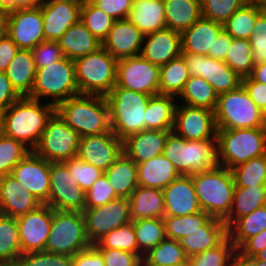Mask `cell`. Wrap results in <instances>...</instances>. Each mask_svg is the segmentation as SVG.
Listing matches in <instances>:
<instances>
[{"label":"cell","mask_w":266,"mask_h":266,"mask_svg":"<svg viewBox=\"0 0 266 266\" xmlns=\"http://www.w3.org/2000/svg\"><path fill=\"white\" fill-rule=\"evenodd\" d=\"M55 112L56 107L50 102L40 105V100L21 96L0 114V132L24 145H29L33 151L48 120Z\"/></svg>","instance_id":"1"},{"label":"cell","mask_w":266,"mask_h":266,"mask_svg":"<svg viewBox=\"0 0 266 266\" xmlns=\"http://www.w3.org/2000/svg\"><path fill=\"white\" fill-rule=\"evenodd\" d=\"M56 113L82 137L111 131L105 96L79 94L61 102Z\"/></svg>","instance_id":"2"},{"label":"cell","mask_w":266,"mask_h":266,"mask_svg":"<svg viewBox=\"0 0 266 266\" xmlns=\"http://www.w3.org/2000/svg\"><path fill=\"white\" fill-rule=\"evenodd\" d=\"M214 141V142H213ZM217 138L186 140L170 132L163 155L174 165L180 175L204 172L220 165Z\"/></svg>","instance_id":"3"},{"label":"cell","mask_w":266,"mask_h":266,"mask_svg":"<svg viewBox=\"0 0 266 266\" xmlns=\"http://www.w3.org/2000/svg\"><path fill=\"white\" fill-rule=\"evenodd\" d=\"M191 176L201 210L224 220L230 213L235 189L231 170L219 165Z\"/></svg>","instance_id":"4"},{"label":"cell","mask_w":266,"mask_h":266,"mask_svg":"<svg viewBox=\"0 0 266 266\" xmlns=\"http://www.w3.org/2000/svg\"><path fill=\"white\" fill-rule=\"evenodd\" d=\"M150 95L114 86L105 96L111 131L121 140L146 130V107Z\"/></svg>","instance_id":"5"},{"label":"cell","mask_w":266,"mask_h":266,"mask_svg":"<svg viewBox=\"0 0 266 266\" xmlns=\"http://www.w3.org/2000/svg\"><path fill=\"white\" fill-rule=\"evenodd\" d=\"M216 136L220 165L230 170L252 158L266 155V127L217 129Z\"/></svg>","instance_id":"6"},{"label":"cell","mask_w":266,"mask_h":266,"mask_svg":"<svg viewBox=\"0 0 266 266\" xmlns=\"http://www.w3.org/2000/svg\"><path fill=\"white\" fill-rule=\"evenodd\" d=\"M118 60L102 46L74 60L79 94L106 96L116 85Z\"/></svg>","instance_id":"7"},{"label":"cell","mask_w":266,"mask_h":266,"mask_svg":"<svg viewBox=\"0 0 266 266\" xmlns=\"http://www.w3.org/2000/svg\"><path fill=\"white\" fill-rule=\"evenodd\" d=\"M214 115L217 129L266 127L263 112L242 84L235 90L218 95Z\"/></svg>","instance_id":"8"},{"label":"cell","mask_w":266,"mask_h":266,"mask_svg":"<svg viewBox=\"0 0 266 266\" xmlns=\"http://www.w3.org/2000/svg\"><path fill=\"white\" fill-rule=\"evenodd\" d=\"M91 246L82 212L52 208V223L45 244L46 252L74 256Z\"/></svg>","instance_id":"9"},{"label":"cell","mask_w":266,"mask_h":266,"mask_svg":"<svg viewBox=\"0 0 266 266\" xmlns=\"http://www.w3.org/2000/svg\"><path fill=\"white\" fill-rule=\"evenodd\" d=\"M79 95L77 87L74 60L67 57L56 63H50L47 67L38 68L31 98L40 100V97H51L50 103L57 107L64 100Z\"/></svg>","instance_id":"10"},{"label":"cell","mask_w":266,"mask_h":266,"mask_svg":"<svg viewBox=\"0 0 266 266\" xmlns=\"http://www.w3.org/2000/svg\"><path fill=\"white\" fill-rule=\"evenodd\" d=\"M81 139L82 136L55 112L33 151L49 162H65L77 156Z\"/></svg>","instance_id":"11"},{"label":"cell","mask_w":266,"mask_h":266,"mask_svg":"<svg viewBox=\"0 0 266 266\" xmlns=\"http://www.w3.org/2000/svg\"><path fill=\"white\" fill-rule=\"evenodd\" d=\"M160 66L143 57H127L117 62L116 86L150 96L159 94Z\"/></svg>","instance_id":"12"},{"label":"cell","mask_w":266,"mask_h":266,"mask_svg":"<svg viewBox=\"0 0 266 266\" xmlns=\"http://www.w3.org/2000/svg\"><path fill=\"white\" fill-rule=\"evenodd\" d=\"M86 192L73 180L64 162H51L49 200L54 210L83 212Z\"/></svg>","instance_id":"13"},{"label":"cell","mask_w":266,"mask_h":266,"mask_svg":"<svg viewBox=\"0 0 266 266\" xmlns=\"http://www.w3.org/2000/svg\"><path fill=\"white\" fill-rule=\"evenodd\" d=\"M86 234L93 245L105 234L130 223V203L128 198H118L95 208H85Z\"/></svg>","instance_id":"14"},{"label":"cell","mask_w":266,"mask_h":266,"mask_svg":"<svg viewBox=\"0 0 266 266\" xmlns=\"http://www.w3.org/2000/svg\"><path fill=\"white\" fill-rule=\"evenodd\" d=\"M6 34L19 49L32 50L45 40L40 6L18 8L7 13Z\"/></svg>","instance_id":"15"},{"label":"cell","mask_w":266,"mask_h":266,"mask_svg":"<svg viewBox=\"0 0 266 266\" xmlns=\"http://www.w3.org/2000/svg\"><path fill=\"white\" fill-rule=\"evenodd\" d=\"M187 64L190 76H201L219 95L237 89L242 84L240 76L224 61L204 55L181 54Z\"/></svg>","instance_id":"16"},{"label":"cell","mask_w":266,"mask_h":266,"mask_svg":"<svg viewBox=\"0 0 266 266\" xmlns=\"http://www.w3.org/2000/svg\"><path fill=\"white\" fill-rule=\"evenodd\" d=\"M51 162L29 152L12 169L10 175L23 187V192L30 191L42 204L49 200Z\"/></svg>","instance_id":"17"},{"label":"cell","mask_w":266,"mask_h":266,"mask_svg":"<svg viewBox=\"0 0 266 266\" xmlns=\"http://www.w3.org/2000/svg\"><path fill=\"white\" fill-rule=\"evenodd\" d=\"M175 131L180 132L177 136L186 140L217 138L214 111L186 104L176 106L173 132Z\"/></svg>","instance_id":"18"},{"label":"cell","mask_w":266,"mask_h":266,"mask_svg":"<svg viewBox=\"0 0 266 266\" xmlns=\"http://www.w3.org/2000/svg\"><path fill=\"white\" fill-rule=\"evenodd\" d=\"M16 219L22 254L45 251L52 223V207L41 204L35 210Z\"/></svg>","instance_id":"19"},{"label":"cell","mask_w":266,"mask_h":266,"mask_svg":"<svg viewBox=\"0 0 266 266\" xmlns=\"http://www.w3.org/2000/svg\"><path fill=\"white\" fill-rule=\"evenodd\" d=\"M122 154L123 140L110 131L82 137L77 157L106 171Z\"/></svg>","instance_id":"20"},{"label":"cell","mask_w":266,"mask_h":266,"mask_svg":"<svg viewBox=\"0 0 266 266\" xmlns=\"http://www.w3.org/2000/svg\"><path fill=\"white\" fill-rule=\"evenodd\" d=\"M165 216H185L202 211L191 175H180L163 189Z\"/></svg>","instance_id":"21"},{"label":"cell","mask_w":266,"mask_h":266,"mask_svg":"<svg viewBox=\"0 0 266 266\" xmlns=\"http://www.w3.org/2000/svg\"><path fill=\"white\" fill-rule=\"evenodd\" d=\"M145 38L128 19L115 20L102 46L115 59L139 56Z\"/></svg>","instance_id":"22"},{"label":"cell","mask_w":266,"mask_h":266,"mask_svg":"<svg viewBox=\"0 0 266 266\" xmlns=\"http://www.w3.org/2000/svg\"><path fill=\"white\" fill-rule=\"evenodd\" d=\"M82 1L55 2L41 5L45 40L58 39L80 20Z\"/></svg>","instance_id":"23"},{"label":"cell","mask_w":266,"mask_h":266,"mask_svg":"<svg viewBox=\"0 0 266 266\" xmlns=\"http://www.w3.org/2000/svg\"><path fill=\"white\" fill-rule=\"evenodd\" d=\"M147 37L139 55L154 65L161 67L182 54L179 32L164 28L144 36Z\"/></svg>","instance_id":"24"},{"label":"cell","mask_w":266,"mask_h":266,"mask_svg":"<svg viewBox=\"0 0 266 266\" xmlns=\"http://www.w3.org/2000/svg\"><path fill=\"white\" fill-rule=\"evenodd\" d=\"M22 190L21 184L10 174L0 177V214L17 218L42 204L29 190Z\"/></svg>","instance_id":"25"},{"label":"cell","mask_w":266,"mask_h":266,"mask_svg":"<svg viewBox=\"0 0 266 266\" xmlns=\"http://www.w3.org/2000/svg\"><path fill=\"white\" fill-rule=\"evenodd\" d=\"M223 25L201 17L181 33V52L213 58V45Z\"/></svg>","instance_id":"26"},{"label":"cell","mask_w":266,"mask_h":266,"mask_svg":"<svg viewBox=\"0 0 266 266\" xmlns=\"http://www.w3.org/2000/svg\"><path fill=\"white\" fill-rule=\"evenodd\" d=\"M172 131L143 130L123 140V152L136 164L162 155L168 134Z\"/></svg>","instance_id":"27"},{"label":"cell","mask_w":266,"mask_h":266,"mask_svg":"<svg viewBox=\"0 0 266 266\" xmlns=\"http://www.w3.org/2000/svg\"><path fill=\"white\" fill-rule=\"evenodd\" d=\"M228 237V227L223 220L211 217L198 230L179 240L188 258L220 245Z\"/></svg>","instance_id":"28"},{"label":"cell","mask_w":266,"mask_h":266,"mask_svg":"<svg viewBox=\"0 0 266 266\" xmlns=\"http://www.w3.org/2000/svg\"><path fill=\"white\" fill-rule=\"evenodd\" d=\"M65 57L76 60L97 51L102 43L79 20L57 41Z\"/></svg>","instance_id":"29"},{"label":"cell","mask_w":266,"mask_h":266,"mask_svg":"<svg viewBox=\"0 0 266 266\" xmlns=\"http://www.w3.org/2000/svg\"><path fill=\"white\" fill-rule=\"evenodd\" d=\"M145 36L166 28L163 0H133L128 18Z\"/></svg>","instance_id":"30"},{"label":"cell","mask_w":266,"mask_h":266,"mask_svg":"<svg viewBox=\"0 0 266 266\" xmlns=\"http://www.w3.org/2000/svg\"><path fill=\"white\" fill-rule=\"evenodd\" d=\"M138 186L163 190L180 176L174 165L162 154L137 164Z\"/></svg>","instance_id":"31"},{"label":"cell","mask_w":266,"mask_h":266,"mask_svg":"<svg viewBox=\"0 0 266 266\" xmlns=\"http://www.w3.org/2000/svg\"><path fill=\"white\" fill-rule=\"evenodd\" d=\"M131 220L164 218L163 190L138 186L129 198Z\"/></svg>","instance_id":"32"},{"label":"cell","mask_w":266,"mask_h":266,"mask_svg":"<svg viewBox=\"0 0 266 266\" xmlns=\"http://www.w3.org/2000/svg\"><path fill=\"white\" fill-rule=\"evenodd\" d=\"M36 66L32 50L19 49L5 73L21 96H28L34 86Z\"/></svg>","instance_id":"33"},{"label":"cell","mask_w":266,"mask_h":266,"mask_svg":"<svg viewBox=\"0 0 266 266\" xmlns=\"http://www.w3.org/2000/svg\"><path fill=\"white\" fill-rule=\"evenodd\" d=\"M104 174L119 198L129 199L138 187L137 164L124 152Z\"/></svg>","instance_id":"34"},{"label":"cell","mask_w":266,"mask_h":266,"mask_svg":"<svg viewBox=\"0 0 266 266\" xmlns=\"http://www.w3.org/2000/svg\"><path fill=\"white\" fill-rule=\"evenodd\" d=\"M166 28L182 33L202 17L201 0H163Z\"/></svg>","instance_id":"35"},{"label":"cell","mask_w":266,"mask_h":266,"mask_svg":"<svg viewBox=\"0 0 266 266\" xmlns=\"http://www.w3.org/2000/svg\"><path fill=\"white\" fill-rule=\"evenodd\" d=\"M266 185L235 187L229 215L223 220L229 228L238 218L265 206ZM235 215L236 218L233 217Z\"/></svg>","instance_id":"36"},{"label":"cell","mask_w":266,"mask_h":266,"mask_svg":"<svg viewBox=\"0 0 266 266\" xmlns=\"http://www.w3.org/2000/svg\"><path fill=\"white\" fill-rule=\"evenodd\" d=\"M174 96H151L146 107V130L173 131L176 104Z\"/></svg>","instance_id":"37"},{"label":"cell","mask_w":266,"mask_h":266,"mask_svg":"<svg viewBox=\"0 0 266 266\" xmlns=\"http://www.w3.org/2000/svg\"><path fill=\"white\" fill-rule=\"evenodd\" d=\"M21 254L17 219L0 214V266H13Z\"/></svg>","instance_id":"38"},{"label":"cell","mask_w":266,"mask_h":266,"mask_svg":"<svg viewBox=\"0 0 266 266\" xmlns=\"http://www.w3.org/2000/svg\"><path fill=\"white\" fill-rule=\"evenodd\" d=\"M265 229L266 206H263L248 215L238 218L228 228V237L234 244L236 250H238L249 238L258 235Z\"/></svg>","instance_id":"39"},{"label":"cell","mask_w":266,"mask_h":266,"mask_svg":"<svg viewBox=\"0 0 266 266\" xmlns=\"http://www.w3.org/2000/svg\"><path fill=\"white\" fill-rule=\"evenodd\" d=\"M190 74L182 55L160 67V95H180Z\"/></svg>","instance_id":"40"},{"label":"cell","mask_w":266,"mask_h":266,"mask_svg":"<svg viewBox=\"0 0 266 266\" xmlns=\"http://www.w3.org/2000/svg\"><path fill=\"white\" fill-rule=\"evenodd\" d=\"M180 95L189 106L214 111L217 105L218 94L201 76H190Z\"/></svg>","instance_id":"41"},{"label":"cell","mask_w":266,"mask_h":266,"mask_svg":"<svg viewBox=\"0 0 266 266\" xmlns=\"http://www.w3.org/2000/svg\"><path fill=\"white\" fill-rule=\"evenodd\" d=\"M261 13V7L246 2L223 24V30L232 38L249 39Z\"/></svg>","instance_id":"42"},{"label":"cell","mask_w":266,"mask_h":266,"mask_svg":"<svg viewBox=\"0 0 266 266\" xmlns=\"http://www.w3.org/2000/svg\"><path fill=\"white\" fill-rule=\"evenodd\" d=\"M133 226L138 245V255L140 257V249L148 253L166 238L163 218H142L133 220Z\"/></svg>","instance_id":"43"},{"label":"cell","mask_w":266,"mask_h":266,"mask_svg":"<svg viewBox=\"0 0 266 266\" xmlns=\"http://www.w3.org/2000/svg\"><path fill=\"white\" fill-rule=\"evenodd\" d=\"M236 252L234 244L230 238L227 237L217 247L187 258V262L184 266H237ZM229 260L233 261L228 265L227 262Z\"/></svg>","instance_id":"44"},{"label":"cell","mask_w":266,"mask_h":266,"mask_svg":"<svg viewBox=\"0 0 266 266\" xmlns=\"http://www.w3.org/2000/svg\"><path fill=\"white\" fill-rule=\"evenodd\" d=\"M224 62L235 71L241 79L249 77L255 66L253 49L248 39L232 38L230 49Z\"/></svg>","instance_id":"45"},{"label":"cell","mask_w":266,"mask_h":266,"mask_svg":"<svg viewBox=\"0 0 266 266\" xmlns=\"http://www.w3.org/2000/svg\"><path fill=\"white\" fill-rule=\"evenodd\" d=\"M80 21L95 38L103 43L115 20L95 6L90 0H82Z\"/></svg>","instance_id":"46"},{"label":"cell","mask_w":266,"mask_h":266,"mask_svg":"<svg viewBox=\"0 0 266 266\" xmlns=\"http://www.w3.org/2000/svg\"><path fill=\"white\" fill-rule=\"evenodd\" d=\"M145 257L149 263L160 266H184L187 256L178 240L165 238Z\"/></svg>","instance_id":"47"},{"label":"cell","mask_w":266,"mask_h":266,"mask_svg":"<svg viewBox=\"0 0 266 266\" xmlns=\"http://www.w3.org/2000/svg\"><path fill=\"white\" fill-rule=\"evenodd\" d=\"M235 187L266 185V155L252 158L231 169Z\"/></svg>","instance_id":"48"},{"label":"cell","mask_w":266,"mask_h":266,"mask_svg":"<svg viewBox=\"0 0 266 266\" xmlns=\"http://www.w3.org/2000/svg\"><path fill=\"white\" fill-rule=\"evenodd\" d=\"M210 218L211 216L204 211L185 216H164L166 238L179 241L194 230H198Z\"/></svg>","instance_id":"49"},{"label":"cell","mask_w":266,"mask_h":266,"mask_svg":"<svg viewBox=\"0 0 266 266\" xmlns=\"http://www.w3.org/2000/svg\"><path fill=\"white\" fill-rule=\"evenodd\" d=\"M93 246L96 249L124 250L138 254V245L136 242L133 221L105 234L93 244Z\"/></svg>","instance_id":"50"},{"label":"cell","mask_w":266,"mask_h":266,"mask_svg":"<svg viewBox=\"0 0 266 266\" xmlns=\"http://www.w3.org/2000/svg\"><path fill=\"white\" fill-rule=\"evenodd\" d=\"M29 152H31L29 147L0 132V177L9 175Z\"/></svg>","instance_id":"51"},{"label":"cell","mask_w":266,"mask_h":266,"mask_svg":"<svg viewBox=\"0 0 266 266\" xmlns=\"http://www.w3.org/2000/svg\"><path fill=\"white\" fill-rule=\"evenodd\" d=\"M246 0H201L202 17L224 24Z\"/></svg>","instance_id":"52"},{"label":"cell","mask_w":266,"mask_h":266,"mask_svg":"<svg viewBox=\"0 0 266 266\" xmlns=\"http://www.w3.org/2000/svg\"><path fill=\"white\" fill-rule=\"evenodd\" d=\"M73 177V180L87 192L91 186L104 175V171L100 168L87 163L77 156L64 162Z\"/></svg>","instance_id":"53"},{"label":"cell","mask_w":266,"mask_h":266,"mask_svg":"<svg viewBox=\"0 0 266 266\" xmlns=\"http://www.w3.org/2000/svg\"><path fill=\"white\" fill-rule=\"evenodd\" d=\"M73 256L46 251L21 254L13 266H72Z\"/></svg>","instance_id":"54"},{"label":"cell","mask_w":266,"mask_h":266,"mask_svg":"<svg viewBox=\"0 0 266 266\" xmlns=\"http://www.w3.org/2000/svg\"><path fill=\"white\" fill-rule=\"evenodd\" d=\"M105 174L85 194V208H95L118 199Z\"/></svg>","instance_id":"55"},{"label":"cell","mask_w":266,"mask_h":266,"mask_svg":"<svg viewBox=\"0 0 266 266\" xmlns=\"http://www.w3.org/2000/svg\"><path fill=\"white\" fill-rule=\"evenodd\" d=\"M248 40L253 49L254 64L266 63V16L263 13L257 17Z\"/></svg>","instance_id":"56"},{"label":"cell","mask_w":266,"mask_h":266,"mask_svg":"<svg viewBox=\"0 0 266 266\" xmlns=\"http://www.w3.org/2000/svg\"><path fill=\"white\" fill-rule=\"evenodd\" d=\"M36 69L47 67L50 63H56L64 54L57 41L44 40L32 49Z\"/></svg>","instance_id":"57"},{"label":"cell","mask_w":266,"mask_h":266,"mask_svg":"<svg viewBox=\"0 0 266 266\" xmlns=\"http://www.w3.org/2000/svg\"><path fill=\"white\" fill-rule=\"evenodd\" d=\"M114 20L127 19L132 9L133 0H90Z\"/></svg>","instance_id":"58"},{"label":"cell","mask_w":266,"mask_h":266,"mask_svg":"<svg viewBox=\"0 0 266 266\" xmlns=\"http://www.w3.org/2000/svg\"><path fill=\"white\" fill-rule=\"evenodd\" d=\"M104 258L105 266H139L141 258L138 254L124 250L97 249Z\"/></svg>","instance_id":"59"},{"label":"cell","mask_w":266,"mask_h":266,"mask_svg":"<svg viewBox=\"0 0 266 266\" xmlns=\"http://www.w3.org/2000/svg\"><path fill=\"white\" fill-rule=\"evenodd\" d=\"M21 95L12 86L5 72H0V114L5 112Z\"/></svg>","instance_id":"60"},{"label":"cell","mask_w":266,"mask_h":266,"mask_svg":"<svg viewBox=\"0 0 266 266\" xmlns=\"http://www.w3.org/2000/svg\"><path fill=\"white\" fill-rule=\"evenodd\" d=\"M242 85L252 101L263 112L266 109V85L255 82L250 77L243 78Z\"/></svg>","instance_id":"61"},{"label":"cell","mask_w":266,"mask_h":266,"mask_svg":"<svg viewBox=\"0 0 266 266\" xmlns=\"http://www.w3.org/2000/svg\"><path fill=\"white\" fill-rule=\"evenodd\" d=\"M72 266H105L102 254L92 245L73 256Z\"/></svg>","instance_id":"62"},{"label":"cell","mask_w":266,"mask_h":266,"mask_svg":"<svg viewBox=\"0 0 266 266\" xmlns=\"http://www.w3.org/2000/svg\"><path fill=\"white\" fill-rule=\"evenodd\" d=\"M266 248V229L260 232L258 235L249 238L242 246L239 248L242 253H237V258H250L254 257L260 251Z\"/></svg>","instance_id":"63"},{"label":"cell","mask_w":266,"mask_h":266,"mask_svg":"<svg viewBox=\"0 0 266 266\" xmlns=\"http://www.w3.org/2000/svg\"><path fill=\"white\" fill-rule=\"evenodd\" d=\"M19 48L14 41L5 33L0 36V72H5Z\"/></svg>","instance_id":"64"},{"label":"cell","mask_w":266,"mask_h":266,"mask_svg":"<svg viewBox=\"0 0 266 266\" xmlns=\"http://www.w3.org/2000/svg\"><path fill=\"white\" fill-rule=\"evenodd\" d=\"M232 42V37L222 30L214 41L213 59L224 61Z\"/></svg>","instance_id":"65"},{"label":"cell","mask_w":266,"mask_h":266,"mask_svg":"<svg viewBox=\"0 0 266 266\" xmlns=\"http://www.w3.org/2000/svg\"><path fill=\"white\" fill-rule=\"evenodd\" d=\"M39 6V0H7V13L18 8Z\"/></svg>","instance_id":"66"},{"label":"cell","mask_w":266,"mask_h":266,"mask_svg":"<svg viewBox=\"0 0 266 266\" xmlns=\"http://www.w3.org/2000/svg\"><path fill=\"white\" fill-rule=\"evenodd\" d=\"M249 77L255 82L266 85V63L255 65Z\"/></svg>","instance_id":"67"},{"label":"cell","mask_w":266,"mask_h":266,"mask_svg":"<svg viewBox=\"0 0 266 266\" xmlns=\"http://www.w3.org/2000/svg\"><path fill=\"white\" fill-rule=\"evenodd\" d=\"M237 266H266V261L257 259L255 256L250 258H237Z\"/></svg>","instance_id":"68"},{"label":"cell","mask_w":266,"mask_h":266,"mask_svg":"<svg viewBox=\"0 0 266 266\" xmlns=\"http://www.w3.org/2000/svg\"><path fill=\"white\" fill-rule=\"evenodd\" d=\"M7 13L0 11V36L6 33Z\"/></svg>","instance_id":"69"},{"label":"cell","mask_w":266,"mask_h":266,"mask_svg":"<svg viewBox=\"0 0 266 266\" xmlns=\"http://www.w3.org/2000/svg\"><path fill=\"white\" fill-rule=\"evenodd\" d=\"M65 1H82V0H39V6L46 5V4H52L55 2H65Z\"/></svg>","instance_id":"70"},{"label":"cell","mask_w":266,"mask_h":266,"mask_svg":"<svg viewBox=\"0 0 266 266\" xmlns=\"http://www.w3.org/2000/svg\"><path fill=\"white\" fill-rule=\"evenodd\" d=\"M246 2L252 3L259 7H262L264 4H266V0H246Z\"/></svg>","instance_id":"71"},{"label":"cell","mask_w":266,"mask_h":266,"mask_svg":"<svg viewBox=\"0 0 266 266\" xmlns=\"http://www.w3.org/2000/svg\"><path fill=\"white\" fill-rule=\"evenodd\" d=\"M257 259H262L266 261V248L260 251L258 254L255 255Z\"/></svg>","instance_id":"72"},{"label":"cell","mask_w":266,"mask_h":266,"mask_svg":"<svg viewBox=\"0 0 266 266\" xmlns=\"http://www.w3.org/2000/svg\"><path fill=\"white\" fill-rule=\"evenodd\" d=\"M0 11L7 13V0H0Z\"/></svg>","instance_id":"73"},{"label":"cell","mask_w":266,"mask_h":266,"mask_svg":"<svg viewBox=\"0 0 266 266\" xmlns=\"http://www.w3.org/2000/svg\"><path fill=\"white\" fill-rule=\"evenodd\" d=\"M141 263H143V264H141ZM160 266V265H154V264H152V263H149L145 258H143V256H142V258H141V261H140V263H139V266Z\"/></svg>","instance_id":"74"},{"label":"cell","mask_w":266,"mask_h":266,"mask_svg":"<svg viewBox=\"0 0 266 266\" xmlns=\"http://www.w3.org/2000/svg\"><path fill=\"white\" fill-rule=\"evenodd\" d=\"M262 13L266 16V4L261 7Z\"/></svg>","instance_id":"75"},{"label":"cell","mask_w":266,"mask_h":266,"mask_svg":"<svg viewBox=\"0 0 266 266\" xmlns=\"http://www.w3.org/2000/svg\"><path fill=\"white\" fill-rule=\"evenodd\" d=\"M263 117H264V120H265V123H266V109L263 111Z\"/></svg>","instance_id":"76"}]
</instances>
